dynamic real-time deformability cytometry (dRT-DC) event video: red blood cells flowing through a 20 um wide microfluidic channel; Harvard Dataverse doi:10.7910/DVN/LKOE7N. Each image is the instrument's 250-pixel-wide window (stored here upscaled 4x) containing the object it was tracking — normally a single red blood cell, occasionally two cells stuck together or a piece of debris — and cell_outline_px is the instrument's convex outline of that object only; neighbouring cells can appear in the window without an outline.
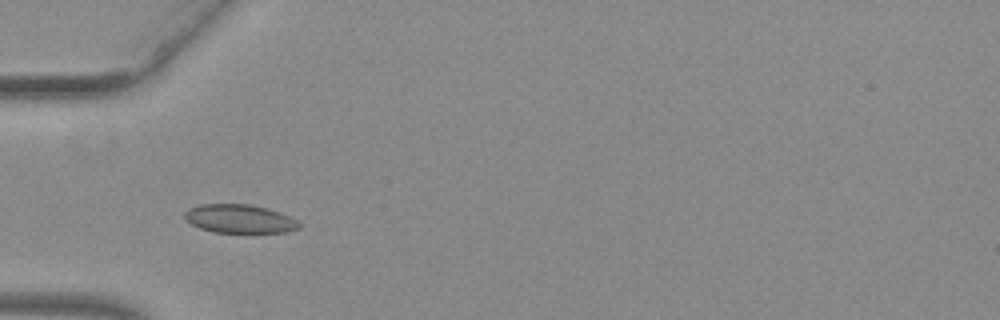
{"species": "common noctule bat (a hibernating species)", "species_latin": "Nyctalus noctula", "temperature_condition": "warm", "stored_images_in_passage": 48, "camera_frame_rate_fps": 3000, "um_per_image_px": 0.085, "animal": {"sex": "female", "body_mass_g": 29.2, "forearm_length_mm": 56.3}, "frame": {"image": 1, "passage_image": 13, "time_ms": 4.0, "image_size_px": [1000, 320], "cell_outline_px": [[300, 228], [284, 232], [212, 232], [200, 228], [192, 224], [184, 216], [184, 212], [188, 208], [200, 204], [248, 204], [268, 208], [288, 216], [296, 220], [300, 224]], "centroid_in_image_um": [20.34, 18.59], "position_along_channel_um": 64.7, "area_um2": 18.9}}
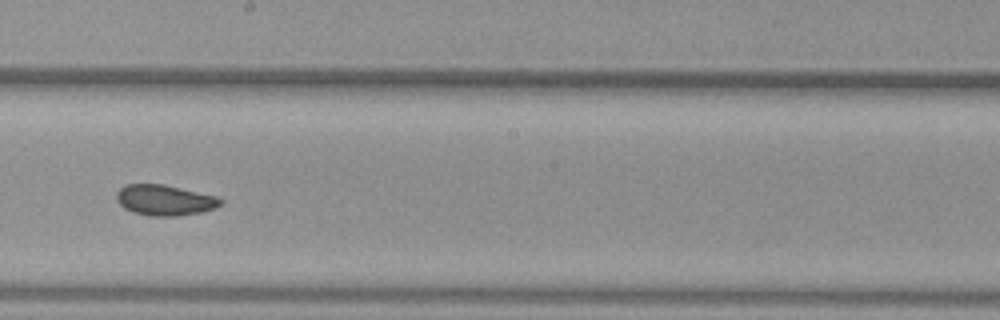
{"frame": {"image": 2, "passage_image": 26, "time_ms": 8.333, "image_size_px": [1000, 320], "cell_outline_px": [[224, 204], [216, 208], [200, 212], [176, 216], [148, 216], [132, 212], [124, 208], [116, 200], [116, 192], [124, 184], [164, 184], [216, 196], [224, 200]], "centroid_in_image_um": [14.0, 17.01], "position_along_channel_um": 234.2, "area_um2": 18.79}}
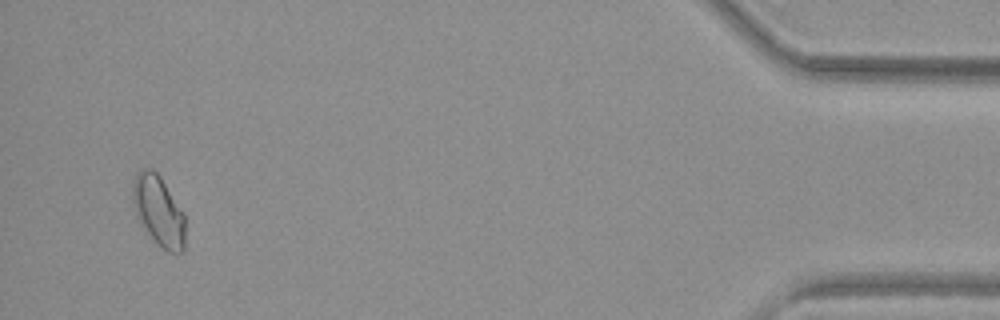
{"frame": {"image": 3, "passage_image": 46, "time_ms": 15.0, "image_size_px": [1000, 320], "cell_outline_px": [[184, 252], [168, 252], [160, 248], [140, 224], [136, 216], [132, 204], [132, 184], [136, 172], [140, 168], [152, 168], [160, 176], [184, 212]], "centroid_in_image_um": [13.45, 17.91], "position_along_channel_um": 421.8, "area_um2": 21.91}, "authors_computed_cell_mechanics": {"area_um2": 19.0451, "velocity_mm_per_s": 3.9638, "shape_relaxation_time_tau1_ms": null, "shape_relaxation_time_tau2_ms": 1.3505, "deformation_change_tau1": null, "deformation_change_tau2": 0.0498}}